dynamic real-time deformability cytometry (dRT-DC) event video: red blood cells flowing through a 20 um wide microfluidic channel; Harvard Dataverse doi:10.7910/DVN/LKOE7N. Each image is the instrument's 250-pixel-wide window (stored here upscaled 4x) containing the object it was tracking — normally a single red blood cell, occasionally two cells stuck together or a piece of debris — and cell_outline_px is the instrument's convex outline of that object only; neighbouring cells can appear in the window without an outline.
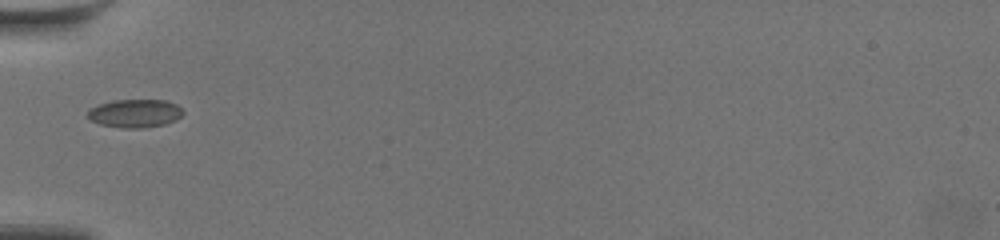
{"species": "common noctule bat (a hibernating species)", "species_latin": "Nyctalus noctula", "temperature_condition": "warm", "stored_images_in_passage": 14, "camera_frame_rate_fps": 3000, "um_per_image_px": 0.085, "animal": {"sex": "female", "body_mass_g": 19.5, "forearm_length_mm": 54.1}, "frame": {"image": 1, "passage_image": 1, "time_ms": 0.0, "image_size_px": [1000, 240], "cell_outline_px": [[184, 112], [176, 120], [164, 124], [140, 128], [120, 128], [100, 124], [92, 120], [88, 116], [88, 112], [92, 108], [100, 104], [112, 100], [164, 100], [176, 104]], "centroid_in_image_um": [11.48, 9.63], "position_along_channel_um": 73.5, "area_um2": 15.49}}
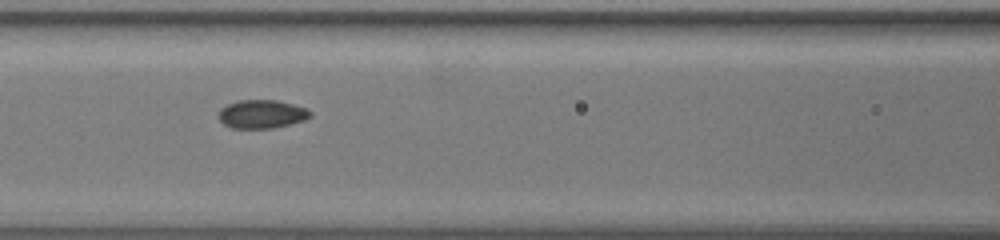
{"frame": {"image": 2, "passage_image": 7, "time_ms": 2.0, "image_size_px": [1000, 240], "cell_outline_px": [[312, 116], [304, 120], [272, 128], [232, 128], [224, 124], [220, 120], [220, 108], [236, 100], [276, 100], [308, 108], [312, 112]], "centroid_in_image_um": [22.27, 9.69], "position_along_channel_um": 144.3, "area_um2": 15.14}}
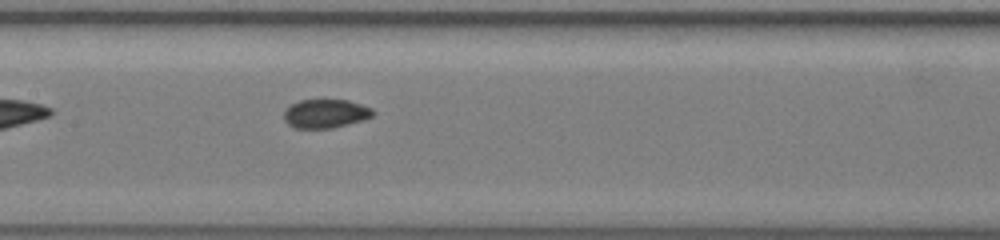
{"frame": {"image": 3, "passage_image": 10, "time_ms": 3.0, "image_size_px": [1000, 240], "cell_outline_px": [[376, 112], [372, 116], [364, 120], [332, 128], [292, 128], [284, 120], [284, 112], [292, 104], [300, 100], [348, 100], [372, 108]], "centroid_in_image_um": [27.68, 9.66], "position_along_channel_um": 179.7, "area_um2": 14.91}}